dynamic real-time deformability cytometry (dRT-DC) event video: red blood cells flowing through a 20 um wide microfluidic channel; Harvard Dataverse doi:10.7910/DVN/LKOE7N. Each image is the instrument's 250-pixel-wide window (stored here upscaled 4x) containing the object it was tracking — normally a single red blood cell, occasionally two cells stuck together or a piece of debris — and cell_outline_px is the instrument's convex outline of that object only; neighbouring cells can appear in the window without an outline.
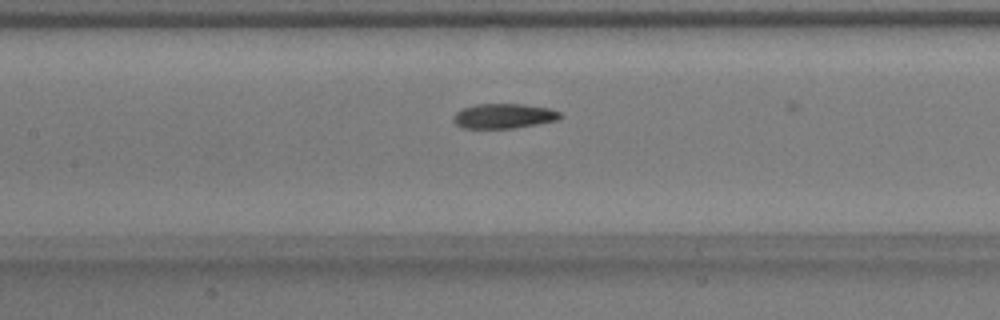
{"species": "common noctule bat (a hibernating species)", "species_latin": "Nyctalus noctula", "temperature_condition": "warm", "stored_images_in_passage": 21, "camera_frame_rate_fps": 3000, "um_per_image_px": 0.085, "animal": {"sex": "male", "body_mass_g": 17.9}, "frame": {"image": 1, "passage_image": 20, "time_ms": 6.333, "image_size_px": [1000, 320], "cell_outline_px": [[564, 116], [556, 120], [516, 128], [460, 128], [452, 120], [452, 116], [460, 108], [476, 104], [524, 104], [552, 108], [560, 112]], "centroid_in_image_um": [42.8, 9.85], "position_along_channel_um": 164.6, "area_um2": 15.72}}